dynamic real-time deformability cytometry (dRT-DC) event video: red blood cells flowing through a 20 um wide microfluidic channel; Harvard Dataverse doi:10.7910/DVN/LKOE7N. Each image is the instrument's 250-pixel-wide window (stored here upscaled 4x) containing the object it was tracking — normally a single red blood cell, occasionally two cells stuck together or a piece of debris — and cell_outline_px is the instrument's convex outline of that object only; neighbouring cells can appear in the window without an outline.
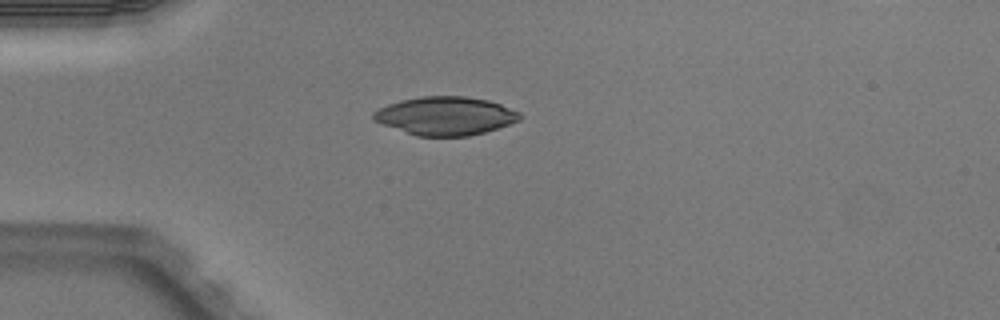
{"species": "Egyptian fruit bat (a non-hibernating species)", "species_latin": "Rousettus aegyptiacus", "temperature_condition": "warm", "stored_images_in_passage": 2, "camera_frame_rate_fps": 3000, "um_per_image_px": 0.085, "animal": {"sex": "male"}, "frame": {"image": 1, "passage_image": 1, "time_ms": 0.0, "image_size_px": [1000, 320], "cell_outline_px": [[524, 116], [520, 120], [484, 132], [468, 136], [416, 136], [372, 120], [372, 112], [388, 104], [400, 100], [424, 96], [464, 96], [488, 100], [500, 104], [520, 112]], "centroid_in_image_um": [37.86, 9.85], "position_along_channel_um": 47.1, "area_um2": 32.66}}